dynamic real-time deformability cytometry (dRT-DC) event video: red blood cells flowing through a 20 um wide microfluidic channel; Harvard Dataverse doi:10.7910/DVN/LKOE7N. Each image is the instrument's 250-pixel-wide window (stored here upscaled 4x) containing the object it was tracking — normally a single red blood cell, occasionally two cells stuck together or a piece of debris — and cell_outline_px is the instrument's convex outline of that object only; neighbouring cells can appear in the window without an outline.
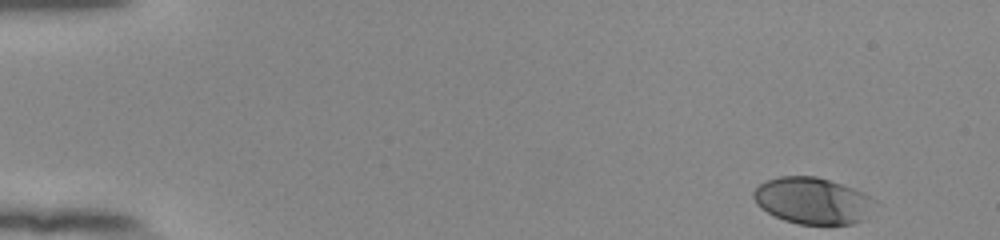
{"species": "human", "species_latin": "Homo sapiens", "temperature_condition": "room temperature", "stored_images_in_passage": 52, "camera_frame_rate_fps": 3000, "um_per_image_px": 0.085, "donor": {"sex": "female"}, "frame": {"image": 1, "passage_image": 1, "time_ms": 0.0, "image_size_px": [1000, 240], "cell_outline_px": [[880, 204], [860, 220], [852, 224], [800, 224], [784, 220], [760, 208], [756, 204], [752, 196], [752, 192], [760, 184], [768, 180], [780, 176], [816, 176], [864, 192], [876, 200]], "centroid_in_image_um": [69.09, 17.06], "position_along_channel_um": 15.9, "area_um2": 32.89}}
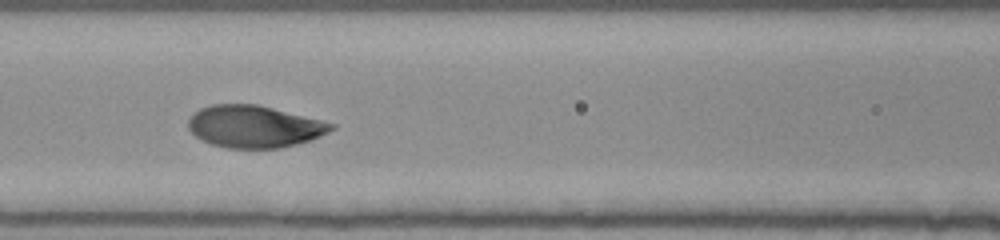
{"frame": {"image": 2, "passage_image": 22, "time_ms": 7.0, "image_size_px": [1000, 240], "cell_outline_px": [[336, 128], [312, 140], [280, 148], [228, 148], [212, 144], [196, 136], [188, 128], [188, 120], [200, 108], [212, 104], [256, 104], [336, 124]], "centroid_in_image_um": [21.62, 10.76], "position_along_channel_um": 145.0, "area_um2": 34.8}}
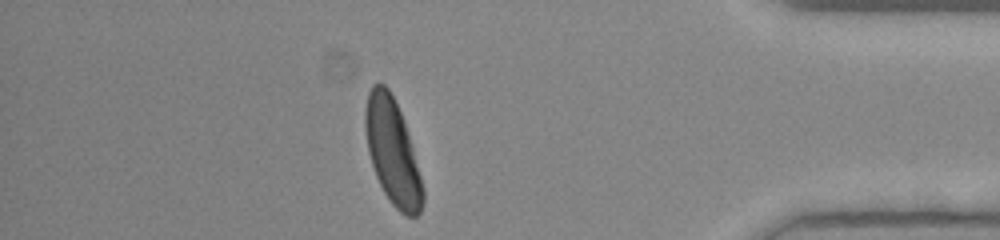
{"frame": {"image": 3, "passage_image": 45, "time_ms": 14.667, "image_size_px": [1000, 240], "cell_outline_px": [[424, 200], [420, 212], [416, 216], [404, 216], [392, 204], [384, 192], [376, 176], [368, 152], [364, 128], [364, 112], [368, 92], [372, 84], [384, 84], [388, 88], [404, 120], [424, 188]], "centroid_in_image_um": [33.35, 12.91], "position_along_channel_um": 401.9, "area_um2": 35.14}, "authors_computed_cell_mechanics": {"area_um2": 35.0557, "velocity_mm_per_s": 3.7815, "shape_relaxation_time_tau1_ms": 1.9996, "shape_relaxation_time_tau2_ms": null, "deformation_change_tau1": 0.1441, "deformation_change_tau2": null}}